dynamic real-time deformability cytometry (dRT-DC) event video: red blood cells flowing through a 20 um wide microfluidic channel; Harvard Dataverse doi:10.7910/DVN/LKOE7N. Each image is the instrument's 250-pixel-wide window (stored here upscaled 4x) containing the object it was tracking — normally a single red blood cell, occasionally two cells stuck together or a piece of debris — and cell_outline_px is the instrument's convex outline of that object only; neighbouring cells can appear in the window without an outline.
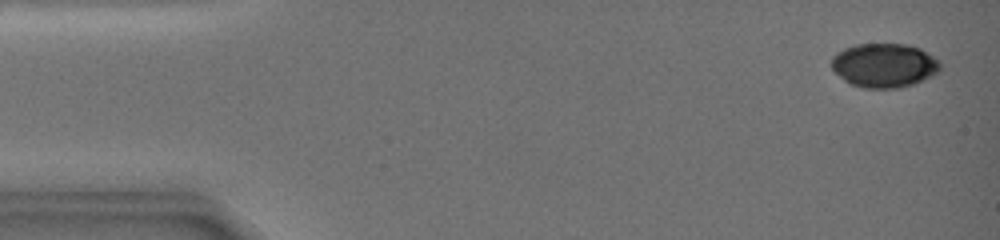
{"species": "common noctule bat (a hibernating species)", "species_latin": "Nyctalus noctula", "temperature_condition": "warm", "stored_images_in_passage": 14, "camera_frame_rate_fps": 3000, "um_per_image_px": 0.085, "animal": {"sex": "female", "body_mass_g": 19.0, "forearm_length_mm": 51.5}, "frame": {"image": 1, "passage_image": 1, "time_ms": 0.0, "image_size_px": [1000, 240], "cell_outline_px": [[940, 68], [936, 72], [920, 80], [908, 84], [884, 88], [872, 88], [852, 84], [840, 76], [832, 68], [832, 60], [836, 52], [852, 44], [908, 44], [920, 48], [936, 60], [940, 64]], "centroid_in_image_um": [75.1, 5.51], "position_along_channel_um": 9.9, "area_um2": 26.99}}